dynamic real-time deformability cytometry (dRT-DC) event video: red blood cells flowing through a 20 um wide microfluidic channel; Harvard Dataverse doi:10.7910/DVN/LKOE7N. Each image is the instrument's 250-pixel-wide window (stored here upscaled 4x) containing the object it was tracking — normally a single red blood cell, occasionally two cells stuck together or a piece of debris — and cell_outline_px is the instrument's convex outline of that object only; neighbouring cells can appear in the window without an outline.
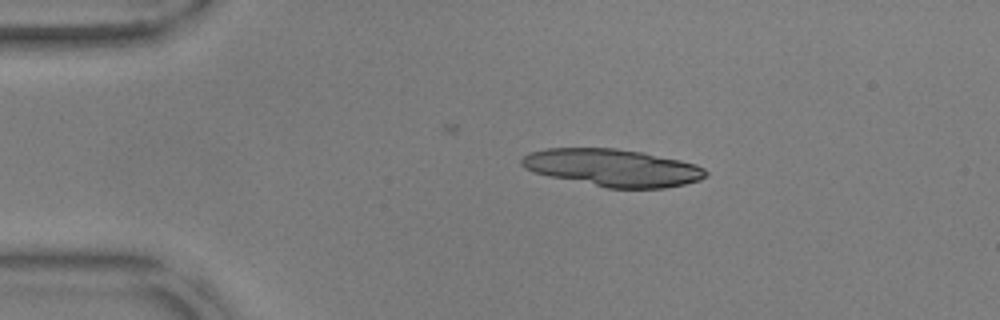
{"species": "common noctule bat (a hibernating species)", "species_latin": "Nyctalus noctula", "temperature_condition": "warm", "stored_images_in_passage": 25, "camera_frame_rate_fps": 3000, "um_per_image_px": 0.085, "animal": {"sex": "male", "body_mass_g": 17.9, "forearm_length_mm": 54.2}, "frame": {"image": 1, "passage_image": 1, "time_ms": 0.0, "image_size_px": [1000, 320], "cell_outline_px": [[708, 172], [700, 180], [684, 184], [664, 188], [604, 188], [548, 176], [532, 172], [524, 168], [520, 164], [520, 160], [528, 152], [548, 148], [616, 148], [644, 152], [680, 160], [696, 164], [704, 168]], "centroid_in_image_um": [52.04, 14.25], "position_along_channel_um": 33.0, "area_um2": 40.4}}